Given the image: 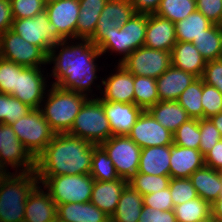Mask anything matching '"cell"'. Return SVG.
Returning <instances> with one entry per match:
<instances>
[{"label":"cell","instance_id":"cell-1","mask_svg":"<svg viewBox=\"0 0 222 222\" xmlns=\"http://www.w3.org/2000/svg\"><path fill=\"white\" fill-rule=\"evenodd\" d=\"M77 40L81 42H71V44L69 39H65L51 48L47 63H53L54 66L49 77L53 76L55 82L53 81L52 85L54 86L82 93L88 97L91 94V98H94L95 94L92 95L91 85L98 80L99 77L96 74L100 71L95 61L102 54L89 39Z\"/></svg>","mask_w":222,"mask_h":222},{"label":"cell","instance_id":"cell-2","mask_svg":"<svg viewBox=\"0 0 222 222\" xmlns=\"http://www.w3.org/2000/svg\"><path fill=\"white\" fill-rule=\"evenodd\" d=\"M96 145L68 133H58L36 158L37 176L90 174Z\"/></svg>","mask_w":222,"mask_h":222},{"label":"cell","instance_id":"cell-3","mask_svg":"<svg viewBox=\"0 0 222 222\" xmlns=\"http://www.w3.org/2000/svg\"><path fill=\"white\" fill-rule=\"evenodd\" d=\"M39 184L36 172H8L0 177V222H24L28 196Z\"/></svg>","mask_w":222,"mask_h":222},{"label":"cell","instance_id":"cell-4","mask_svg":"<svg viewBox=\"0 0 222 222\" xmlns=\"http://www.w3.org/2000/svg\"><path fill=\"white\" fill-rule=\"evenodd\" d=\"M40 105L43 117L51 129L58 133H68L81 110L83 104L90 98L82 93L61 89L51 84Z\"/></svg>","mask_w":222,"mask_h":222},{"label":"cell","instance_id":"cell-5","mask_svg":"<svg viewBox=\"0 0 222 222\" xmlns=\"http://www.w3.org/2000/svg\"><path fill=\"white\" fill-rule=\"evenodd\" d=\"M68 134L95 145H101L112 136L100 96L93 99L90 97L83 104Z\"/></svg>","mask_w":222,"mask_h":222},{"label":"cell","instance_id":"cell-6","mask_svg":"<svg viewBox=\"0 0 222 222\" xmlns=\"http://www.w3.org/2000/svg\"><path fill=\"white\" fill-rule=\"evenodd\" d=\"M147 20L148 14H133L122 27H115L112 33L107 34L97 46L100 53L104 55L111 51L123 55L118 62L121 64L133 51L144 46Z\"/></svg>","mask_w":222,"mask_h":222},{"label":"cell","instance_id":"cell-7","mask_svg":"<svg viewBox=\"0 0 222 222\" xmlns=\"http://www.w3.org/2000/svg\"><path fill=\"white\" fill-rule=\"evenodd\" d=\"M56 205L91 200L94 179L90 174L37 176Z\"/></svg>","mask_w":222,"mask_h":222},{"label":"cell","instance_id":"cell-8","mask_svg":"<svg viewBox=\"0 0 222 222\" xmlns=\"http://www.w3.org/2000/svg\"><path fill=\"white\" fill-rule=\"evenodd\" d=\"M18 139L36 159L46 148L55 132L45 120L40 109L31 111L10 124Z\"/></svg>","mask_w":222,"mask_h":222},{"label":"cell","instance_id":"cell-9","mask_svg":"<svg viewBox=\"0 0 222 222\" xmlns=\"http://www.w3.org/2000/svg\"><path fill=\"white\" fill-rule=\"evenodd\" d=\"M11 30L30 44L40 47L47 55L57 42L65 40L49 21L45 10L33 18L14 19Z\"/></svg>","mask_w":222,"mask_h":222},{"label":"cell","instance_id":"cell-10","mask_svg":"<svg viewBox=\"0 0 222 222\" xmlns=\"http://www.w3.org/2000/svg\"><path fill=\"white\" fill-rule=\"evenodd\" d=\"M0 57L25 67L48 65V55L40 47L25 41L11 29L0 35Z\"/></svg>","mask_w":222,"mask_h":222},{"label":"cell","instance_id":"cell-11","mask_svg":"<svg viewBox=\"0 0 222 222\" xmlns=\"http://www.w3.org/2000/svg\"><path fill=\"white\" fill-rule=\"evenodd\" d=\"M9 165L15 172H32L36 168V159L18 139L10 125L0 124V169L8 173Z\"/></svg>","mask_w":222,"mask_h":222},{"label":"cell","instance_id":"cell-12","mask_svg":"<svg viewBox=\"0 0 222 222\" xmlns=\"http://www.w3.org/2000/svg\"><path fill=\"white\" fill-rule=\"evenodd\" d=\"M101 146L113 161L120 178L128 181L138 172L141 148L128 135L111 136Z\"/></svg>","mask_w":222,"mask_h":222},{"label":"cell","instance_id":"cell-13","mask_svg":"<svg viewBox=\"0 0 222 222\" xmlns=\"http://www.w3.org/2000/svg\"><path fill=\"white\" fill-rule=\"evenodd\" d=\"M121 65L133 75L157 79L172 65L171 52L139 47Z\"/></svg>","mask_w":222,"mask_h":222},{"label":"cell","instance_id":"cell-14","mask_svg":"<svg viewBox=\"0 0 222 222\" xmlns=\"http://www.w3.org/2000/svg\"><path fill=\"white\" fill-rule=\"evenodd\" d=\"M44 69L25 67L17 64V82L12 96L32 109L40 108L46 94L48 81L44 75Z\"/></svg>","mask_w":222,"mask_h":222},{"label":"cell","instance_id":"cell-15","mask_svg":"<svg viewBox=\"0 0 222 222\" xmlns=\"http://www.w3.org/2000/svg\"><path fill=\"white\" fill-rule=\"evenodd\" d=\"M128 136L141 148L173 144V133L146 110L137 118Z\"/></svg>","mask_w":222,"mask_h":222},{"label":"cell","instance_id":"cell-16","mask_svg":"<svg viewBox=\"0 0 222 222\" xmlns=\"http://www.w3.org/2000/svg\"><path fill=\"white\" fill-rule=\"evenodd\" d=\"M135 14L129 0H108L98 19L96 31L89 39L98 46L115 27H122Z\"/></svg>","mask_w":222,"mask_h":222},{"label":"cell","instance_id":"cell-17","mask_svg":"<svg viewBox=\"0 0 222 222\" xmlns=\"http://www.w3.org/2000/svg\"><path fill=\"white\" fill-rule=\"evenodd\" d=\"M79 0H59L46 4L45 11L48 19L57 31L65 38L76 40V27L79 17Z\"/></svg>","mask_w":222,"mask_h":222},{"label":"cell","instance_id":"cell-18","mask_svg":"<svg viewBox=\"0 0 222 222\" xmlns=\"http://www.w3.org/2000/svg\"><path fill=\"white\" fill-rule=\"evenodd\" d=\"M116 73H112L107 79L102 78L104 91L100 85L95 86L100 89L103 101L120 102L134 104V75L129 73L121 64H118Z\"/></svg>","mask_w":222,"mask_h":222},{"label":"cell","instance_id":"cell-19","mask_svg":"<svg viewBox=\"0 0 222 222\" xmlns=\"http://www.w3.org/2000/svg\"><path fill=\"white\" fill-rule=\"evenodd\" d=\"M176 42L175 23L156 14H148L144 46L171 52Z\"/></svg>","mask_w":222,"mask_h":222},{"label":"cell","instance_id":"cell-20","mask_svg":"<svg viewBox=\"0 0 222 222\" xmlns=\"http://www.w3.org/2000/svg\"><path fill=\"white\" fill-rule=\"evenodd\" d=\"M103 108L109 120L112 136L128 135L142 109L135 104L103 101Z\"/></svg>","mask_w":222,"mask_h":222},{"label":"cell","instance_id":"cell-21","mask_svg":"<svg viewBox=\"0 0 222 222\" xmlns=\"http://www.w3.org/2000/svg\"><path fill=\"white\" fill-rule=\"evenodd\" d=\"M44 190L39 183L28 196L24 222H53L57 217V205Z\"/></svg>","mask_w":222,"mask_h":222},{"label":"cell","instance_id":"cell-22","mask_svg":"<svg viewBox=\"0 0 222 222\" xmlns=\"http://www.w3.org/2000/svg\"><path fill=\"white\" fill-rule=\"evenodd\" d=\"M197 78L171 65L156 79L159 101H177L180 94Z\"/></svg>","mask_w":222,"mask_h":222},{"label":"cell","instance_id":"cell-23","mask_svg":"<svg viewBox=\"0 0 222 222\" xmlns=\"http://www.w3.org/2000/svg\"><path fill=\"white\" fill-rule=\"evenodd\" d=\"M205 165L200 150L171 145L170 177L189 178L197 169Z\"/></svg>","mask_w":222,"mask_h":222},{"label":"cell","instance_id":"cell-24","mask_svg":"<svg viewBox=\"0 0 222 222\" xmlns=\"http://www.w3.org/2000/svg\"><path fill=\"white\" fill-rule=\"evenodd\" d=\"M127 184L128 181L124 178L113 181L94 180L90 201L111 218Z\"/></svg>","mask_w":222,"mask_h":222},{"label":"cell","instance_id":"cell-25","mask_svg":"<svg viewBox=\"0 0 222 222\" xmlns=\"http://www.w3.org/2000/svg\"><path fill=\"white\" fill-rule=\"evenodd\" d=\"M171 62L175 68L190 72L197 77H202L207 63L192 42L179 41L172 48Z\"/></svg>","mask_w":222,"mask_h":222},{"label":"cell","instance_id":"cell-26","mask_svg":"<svg viewBox=\"0 0 222 222\" xmlns=\"http://www.w3.org/2000/svg\"><path fill=\"white\" fill-rule=\"evenodd\" d=\"M189 179L198 196L210 204H213L222 194V174L219 170L204 165L190 175Z\"/></svg>","mask_w":222,"mask_h":222},{"label":"cell","instance_id":"cell-27","mask_svg":"<svg viewBox=\"0 0 222 222\" xmlns=\"http://www.w3.org/2000/svg\"><path fill=\"white\" fill-rule=\"evenodd\" d=\"M171 145L141 149L138 172L149 175L170 176Z\"/></svg>","mask_w":222,"mask_h":222},{"label":"cell","instance_id":"cell-28","mask_svg":"<svg viewBox=\"0 0 222 222\" xmlns=\"http://www.w3.org/2000/svg\"><path fill=\"white\" fill-rule=\"evenodd\" d=\"M57 217L63 222H110V217L91 201L57 205Z\"/></svg>","mask_w":222,"mask_h":222},{"label":"cell","instance_id":"cell-29","mask_svg":"<svg viewBox=\"0 0 222 222\" xmlns=\"http://www.w3.org/2000/svg\"><path fill=\"white\" fill-rule=\"evenodd\" d=\"M108 0H79L80 12L76 27L77 39H90Z\"/></svg>","mask_w":222,"mask_h":222},{"label":"cell","instance_id":"cell-30","mask_svg":"<svg viewBox=\"0 0 222 222\" xmlns=\"http://www.w3.org/2000/svg\"><path fill=\"white\" fill-rule=\"evenodd\" d=\"M147 111L171 133L191 119L177 101H158Z\"/></svg>","mask_w":222,"mask_h":222},{"label":"cell","instance_id":"cell-31","mask_svg":"<svg viewBox=\"0 0 222 222\" xmlns=\"http://www.w3.org/2000/svg\"><path fill=\"white\" fill-rule=\"evenodd\" d=\"M143 206V195L127 184L110 222H138Z\"/></svg>","mask_w":222,"mask_h":222},{"label":"cell","instance_id":"cell-32","mask_svg":"<svg viewBox=\"0 0 222 222\" xmlns=\"http://www.w3.org/2000/svg\"><path fill=\"white\" fill-rule=\"evenodd\" d=\"M212 25L213 23L210 20L196 10L185 19L175 23L176 39L179 42H192Z\"/></svg>","mask_w":222,"mask_h":222},{"label":"cell","instance_id":"cell-33","mask_svg":"<svg viewBox=\"0 0 222 222\" xmlns=\"http://www.w3.org/2000/svg\"><path fill=\"white\" fill-rule=\"evenodd\" d=\"M192 43L200 52L203 58L208 61L220 59L222 57V28L218 24H213L204 30Z\"/></svg>","mask_w":222,"mask_h":222},{"label":"cell","instance_id":"cell-34","mask_svg":"<svg viewBox=\"0 0 222 222\" xmlns=\"http://www.w3.org/2000/svg\"><path fill=\"white\" fill-rule=\"evenodd\" d=\"M177 222H202L211 217V204L199 196L174 206Z\"/></svg>","mask_w":222,"mask_h":222},{"label":"cell","instance_id":"cell-35","mask_svg":"<svg viewBox=\"0 0 222 222\" xmlns=\"http://www.w3.org/2000/svg\"><path fill=\"white\" fill-rule=\"evenodd\" d=\"M158 101L156 79L134 75V104L146 111Z\"/></svg>","mask_w":222,"mask_h":222},{"label":"cell","instance_id":"cell-36","mask_svg":"<svg viewBox=\"0 0 222 222\" xmlns=\"http://www.w3.org/2000/svg\"><path fill=\"white\" fill-rule=\"evenodd\" d=\"M90 175L96 181H113L119 179L113 161L101 145L93 149Z\"/></svg>","mask_w":222,"mask_h":222},{"label":"cell","instance_id":"cell-37","mask_svg":"<svg viewBox=\"0 0 222 222\" xmlns=\"http://www.w3.org/2000/svg\"><path fill=\"white\" fill-rule=\"evenodd\" d=\"M202 78L198 77L179 96L177 102L185 109L191 119H203L201 104Z\"/></svg>","mask_w":222,"mask_h":222},{"label":"cell","instance_id":"cell-38","mask_svg":"<svg viewBox=\"0 0 222 222\" xmlns=\"http://www.w3.org/2000/svg\"><path fill=\"white\" fill-rule=\"evenodd\" d=\"M196 10V0H161L155 14L173 23H177Z\"/></svg>","mask_w":222,"mask_h":222},{"label":"cell","instance_id":"cell-39","mask_svg":"<svg viewBox=\"0 0 222 222\" xmlns=\"http://www.w3.org/2000/svg\"><path fill=\"white\" fill-rule=\"evenodd\" d=\"M170 179V176H155L137 172L128 180V184L144 196L168 188Z\"/></svg>","mask_w":222,"mask_h":222},{"label":"cell","instance_id":"cell-40","mask_svg":"<svg viewBox=\"0 0 222 222\" xmlns=\"http://www.w3.org/2000/svg\"><path fill=\"white\" fill-rule=\"evenodd\" d=\"M200 138L199 119H189L173 133V144L199 150Z\"/></svg>","mask_w":222,"mask_h":222},{"label":"cell","instance_id":"cell-41","mask_svg":"<svg viewBox=\"0 0 222 222\" xmlns=\"http://www.w3.org/2000/svg\"><path fill=\"white\" fill-rule=\"evenodd\" d=\"M169 189L174 206L198 197L197 191L189 178H171Z\"/></svg>","mask_w":222,"mask_h":222},{"label":"cell","instance_id":"cell-42","mask_svg":"<svg viewBox=\"0 0 222 222\" xmlns=\"http://www.w3.org/2000/svg\"><path fill=\"white\" fill-rule=\"evenodd\" d=\"M201 104L203 118H210L222 112V93L216 87L205 84L203 80Z\"/></svg>","mask_w":222,"mask_h":222},{"label":"cell","instance_id":"cell-43","mask_svg":"<svg viewBox=\"0 0 222 222\" xmlns=\"http://www.w3.org/2000/svg\"><path fill=\"white\" fill-rule=\"evenodd\" d=\"M199 127L201 135L199 150L205 156L222 136L209 118L199 119Z\"/></svg>","mask_w":222,"mask_h":222},{"label":"cell","instance_id":"cell-44","mask_svg":"<svg viewBox=\"0 0 222 222\" xmlns=\"http://www.w3.org/2000/svg\"><path fill=\"white\" fill-rule=\"evenodd\" d=\"M14 19L33 18L45 10L44 0H10Z\"/></svg>","mask_w":222,"mask_h":222},{"label":"cell","instance_id":"cell-45","mask_svg":"<svg viewBox=\"0 0 222 222\" xmlns=\"http://www.w3.org/2000/svg\"><path fill=\"white\" fill-rule=\"evenodd\" d=\"M17 82V64L0 57V92L12 95Z\"/></svg>","mask_w":222,"mask_h":222},{"label":"cell","instance_id":"cell-46","mask_svg":"<svg viewBox=\"0 0 222 222\" xmlns=\"http://www.w3.org/2000/svg\"><path fill=\"white\" fill-rule=\"evenodd\" d=\"M144 206L156 210L169 211L174 210V203L171 198L169 187L158 192L150 193L143 196Z\"/></svg>","mask_w":222,"mask_h":222},{"label":"cell","instance_id":"cell-47","mask_svg":"<svg viewBox=\"0 0 222 222\" xmlns=\"http://www.w3.org/2000/svg\"><path fill=\"white\" fill-rule=\"evenodd\" d=\"M201 78L205 84L216 87L222 93V59L208 61Z\"/></svg>","mask_w":222,"mask_h":222},{"label":"cell","instance_id":"cell-48","mask_svg":"<svg viewBox=\"0 0 222 222\" xmlns=\"http://www.w3.org/2000/svg\"><path fill=\"white\" fill-rule=\"evenodd\" d=\"M197 10L213 24L222 23V0H196Z\"/></svg>","mask_w":222,"mask_h":222},{"label":"cell","instance_id":"cell-49","mask_svg":"<svg viewBox=\"0 0 222 222\" xmlns=\"http://www.w3.org/2000/svg\"><path fill=\"white\" fill-rule=\"evenodd\" d=\"M31 109V107L14 98L12 95L7 94L5 124L10 125L11 123L17 121L22 116L28 114Z\"/></svg>","mask_w":222,"mask_h":222},{"label":"cell","instance_id":"cell-50","mask_svg":"<svg viewBox=\"0 0 222 222\" xmlns=\"http://www.w3.org/2000/svg\"><path fill=\"white\" fill-rule=\"evenodd\" d=\"M138 222H177L174 210L161 211L143 206Z\"/></svg>","mask_w":222,"mask_h":222},{"label":"cell","instance_id":"cell-51","mask_svg":"<svg viewBox=\"0 0 222 222\" xmlns=\"http://www.w3.org/2000/svg\"><path fill=\"white\" fill-rule=\"evenodd\" d=\"M204 163L212 169L222 170V139L204 156Z\"/></svg>","mask_w":222,"mask_h":222},{"label":"cell","instance_id":"cell-52","mask_svg":"<svg viewBox=\"0 0 222 222\" xmlns=\"http://www.w3.org/2000/svg\"><path fill=\"white\" fill-rule=\"evenodd\" d=\"M13 20L10 0H0V35L11 29Z\"/></svg>","mask_w":222,"mask_h":222},{"label":"cell","instance_id":"cell-53","mask_svg":"<svg viewBox=\"0 0 222 222\" xmlns=\"http://www.w3.org/2000/svg\"><path fill=\"white\" fill-rule=\"evenodd\" d=\"M134 7L135 13L155 14L161 0H129Z\"/></svg>","mask_w":222,"mask_h":222},{"label":"cell","instance_id":"cell-54","mask_svg":"<svg viewBox=\"0 0 222 222\" xmlns=\"http://www.w3.org/2000/svg\"><path fill=\"white\" fill-rule=\"evenodd\" d=\"M211 217L214 220H222V196L211 204Z\"/></svg>","mask_w":222,"mask_h":222},{"label":"cell","instance_id":"cell-55","mask_svg":"<svg viewBox=\"0 0 222 222\" xmlns=\"http://www.w3.org/2000/svg\"><path fill=\"white\" fill-rule=\"evenodd\" d=\"M7 109V94L0 92V124H5Z\"/></svg>","mask_w":222,"mask_h":222},{"label":"cell","instance_id":"cell-56","mask_svg":"<svg viewBox=\"0 0 222 222\" xmlns=\"http://www.w3.org/2000/svg\"><path fill=\"white\" fill-rule=\"evenodd\" d=\"M209 119L212 121L215 127L220 131V134L222 136V112L213 115Z\"/></svg>","mask_w":222,"mask_h":222},{"label":"cell","instance_id":"cell-57","mask_svg":"<svg viewBox=\"0 0 222 222\" xmlns=\"http://www.w3.org/2000/svg\"><path fill=\"white\" fill-rule=\"evenodd\" d=\"M59 0H44V3L45 4H50V3H53V2H57Z\"/></svg>","mask_w":222,"mask_h":222},{"label":"cell","instance_id":"cell-58","mask_svg":"<svg viewBox=\"0 0 222 222\" xmlns=\"http://www.w3.org/2000/svg\"><path fill=\"white\" fill-rule=\"evenodd\" d=\"M202 222H215V220L212 217H210L207 220H204Z\"/></svg>","mask_w":222,"mask_h":222},{"label":"cell","instance_id":"cell-59","mask_svg":"<svg viewBox=\"0 0 222 222\" xmlns=\"http://www.w3.org/2000/svg\"><path fill=\"white\" fill-rule=\"evenodd\" d=\"M53 222H63L62 220H60L58 217H56Z\"/></svg>","mask_w":222,"mask_h":222},{"label":"cell","instance_id":"cell-60","mask_svg":"<svg viewBox=\"0 0 222 222\" xmlns=\"http://www.w3.org/2000/svg\"><path fill=\"white\" fill-rule=\"evenodd\" d=\"M3 173H4V172L0 169V177L3 175Z\"/></svg>","mask_w":222,"mask_h":222}]
</instances>
